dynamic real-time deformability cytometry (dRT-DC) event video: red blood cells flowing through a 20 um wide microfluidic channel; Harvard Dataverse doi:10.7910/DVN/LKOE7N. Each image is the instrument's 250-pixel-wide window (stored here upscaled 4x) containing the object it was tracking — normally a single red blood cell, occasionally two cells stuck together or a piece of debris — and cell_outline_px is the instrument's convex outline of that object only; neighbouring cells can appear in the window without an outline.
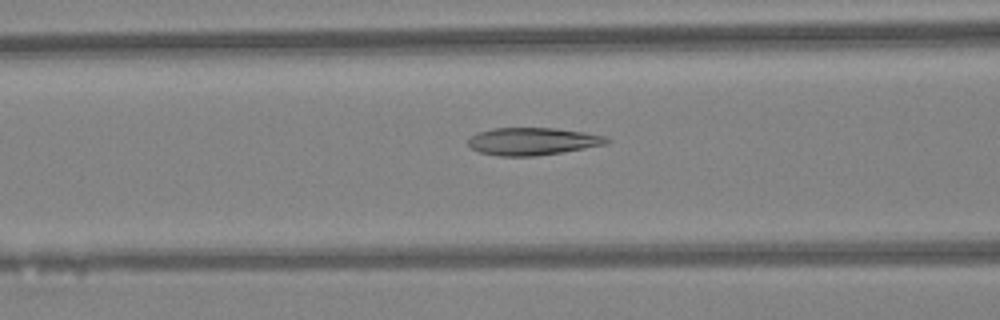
{"species": "Egyptian fruit bat (a non-hibernating species)", "species_latin": "Rousettus aegyptiacus", "temperature_condition": "warm", "stored_images_in_passage": 47, "camera_frame_rate_fps": 3000, "um_per_image_px": 0.085, "animal": {"sex": "female"}, "frame": {"image": 1, "passage_image": 19, "time_ms": 6.0, "image_size_px": [1000, 320], "cell_outline_px": [[608, 140], [604, 144], [584, 148], [536, 156], [496, 156], [480, 152], [472, 148], [468, 144], [468, 140], [472, 136], [480, 132], [492, 128], [556, 128], [584, 132], [604, 136]], "centroid_in_image_um": [45.22, 12.01], "position_along_channel_um": 121.4, "area_um2": 21.85}}
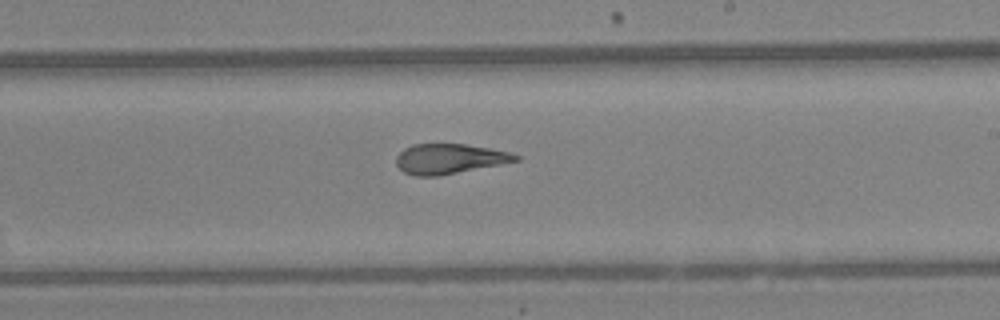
{"frame": {"image": 2, "passage_image": 28, "time_ms": 9.0, "image_size_px": [1000, 320], "cell_outline_px": [[520, 160], [440, 176], [416, 176], [404, 172], [396, 164], [396, 156], [404, 148], [412, 144], [464, 144], [512, 152], [520, 156]], "centroid_in_image_um": [38.19, 13.5], "position_along_channel_um": 250.8, "area_um2": 20.87}}
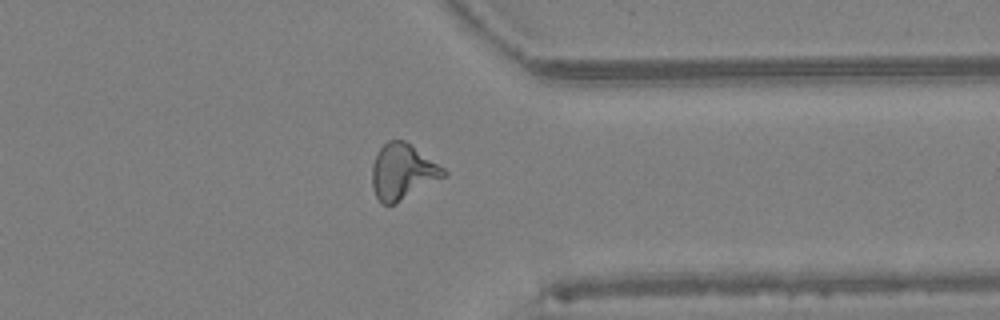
{"frame": {"image": 3, "passage_image": 37, "time_ms": 12.0, "image_size_px": [1000, 320], "cell_outline_px": [[448, 176], [396, 204], [384, 204], [376, 196], [372, 184], [372, 164], [380, 148], [388, 140], [404, 140], [444, 168], [448, 172]], "centroid_in_image_um": [34.25, 14.62], "position_along_channel_um": 377.1, "area_um2": 23.18}, "authors_computed_cell_mechanics": {"area_um2": 22.6576, "velocity_mm_per_s": 4.3374, "shape_relaxation_time_tau1_ms": null, "shape_relaxation_time_tau2_ms": 2.143, "deformation_change_tau1": null, "deformation_change_tau2": 0.1058}}